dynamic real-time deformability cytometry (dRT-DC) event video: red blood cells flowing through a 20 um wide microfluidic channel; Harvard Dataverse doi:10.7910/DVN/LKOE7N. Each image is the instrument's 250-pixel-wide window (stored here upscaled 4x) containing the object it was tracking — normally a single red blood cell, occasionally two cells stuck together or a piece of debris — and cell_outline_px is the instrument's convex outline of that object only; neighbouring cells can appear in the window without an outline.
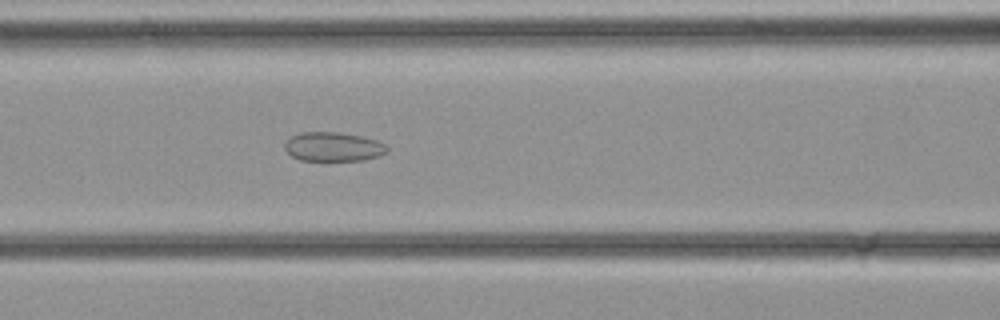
{"species": "common noctule bat (a hibernating species)", "species_latin": "Nyctalus noctula", "temperature_condition": "cold", "stored_images_in_passage": 25, "camera_frame_rate_fps": 3000, "um_per_image_px": 0.085, "animal": {"sex": "female", "body_mass_g": 21.9}, "frame": {"image": 1, "passage_image": 8, "time_ms": 2.333, "image_size_px": [1000, 320], "cell_outline_px": [[388, 152], [364, 160], [300, 160], [292, 156], [284, 148], [284, 144], [292, 136], [300, 132], [340, 132], [360, 136], [376, 140], [384, 144], [388, 148]], "centroid_in_image_um": [28.32, 12.47], "position_along_channel_um": 138.3, "area_um2": 17.22}}
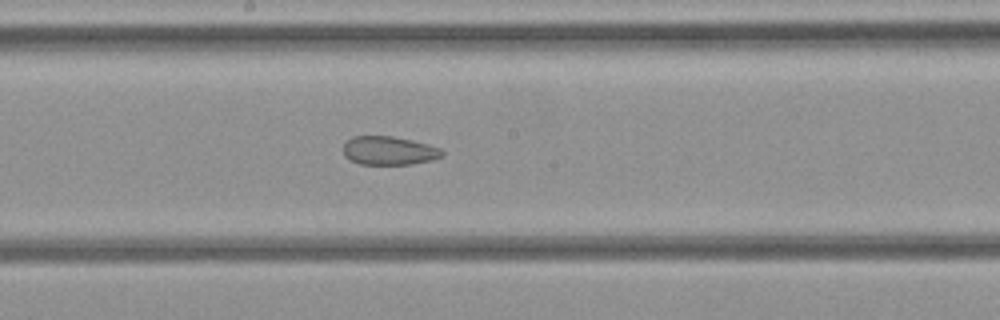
{"frame": {"image": 2, "passage_image": 12, "time_ms": 3.667, "image_size_px": [1000, 320], "cell_outline_px": [[444, 152], [440, 156], [432, 160], [412, 164], [360, 164], [344, 156], [344, 144], [352, 136], [392, 136], [412, 140], [428, 144], [440, 148]], "centroid_in_image_um": [33.06, 12.8], "position_along_channel_um": 215.1, "area_um2": 16.36}}
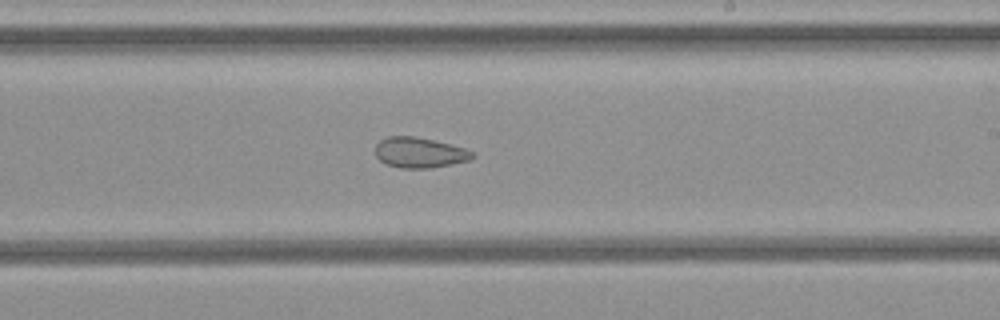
{"frame": {"image": 3, "passage_image": 14, "time_ms": 4.333, "image_size_px": [1000, 320], "cell_outline_px": [[476, 156], [468, 160], [432, 168], [400, 168], [388, 164], [380, 160], [376, 156], [376, 144], [380, 140], [388, 136], [416, 136], [464, 148], [472, 152]], "centroid_in_image_um": [35.63, 12.97], "position_along_channel_um": 253.4, "area_um2": 16.99}}